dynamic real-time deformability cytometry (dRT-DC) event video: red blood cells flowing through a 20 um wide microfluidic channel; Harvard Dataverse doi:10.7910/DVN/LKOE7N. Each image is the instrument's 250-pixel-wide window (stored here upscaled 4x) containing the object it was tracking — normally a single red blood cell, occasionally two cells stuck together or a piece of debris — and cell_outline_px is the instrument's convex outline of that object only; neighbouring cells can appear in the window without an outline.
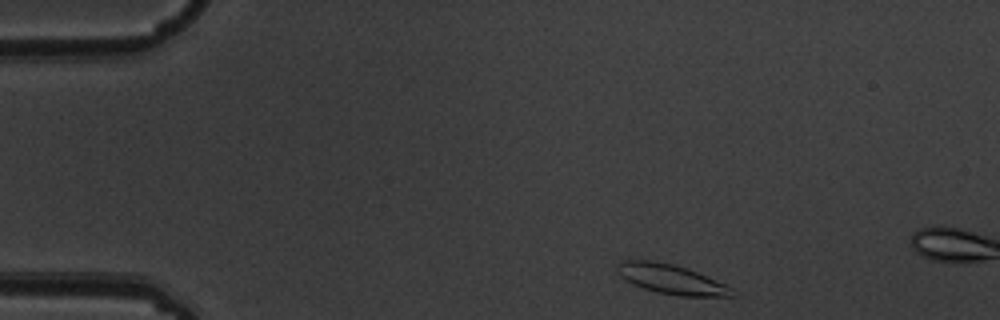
{"species": "common noctule bat (a hibernating species)", "species_latin": "Nyctalus noctula", "temperature_condition": "warm", "stored_images_in_passage": 2, "camera_frame_rate_fps": 3000, "um_per_image_px": 0.085, "animal": {"sex": "male", "body_mass_g": 19.5, "forearm_length_mm": 54.6}, "frame": {"image": 1, "passage_image": 1, "time_ms": 0.0, "image_size_px": [1000, 320], "cell_outline_px": [[740, 296], [676, 296], [656, 292], [632, 284], [624, 280], [616, 272], [616, 264], [620, 260], [652, 260], [672, 264], [696, 272], [716, 280], [732, 288]], "centroid_in_image_um": [57.01, 23.74], "position_along_channel_um": 28.0, "area_um2": 19.94}}